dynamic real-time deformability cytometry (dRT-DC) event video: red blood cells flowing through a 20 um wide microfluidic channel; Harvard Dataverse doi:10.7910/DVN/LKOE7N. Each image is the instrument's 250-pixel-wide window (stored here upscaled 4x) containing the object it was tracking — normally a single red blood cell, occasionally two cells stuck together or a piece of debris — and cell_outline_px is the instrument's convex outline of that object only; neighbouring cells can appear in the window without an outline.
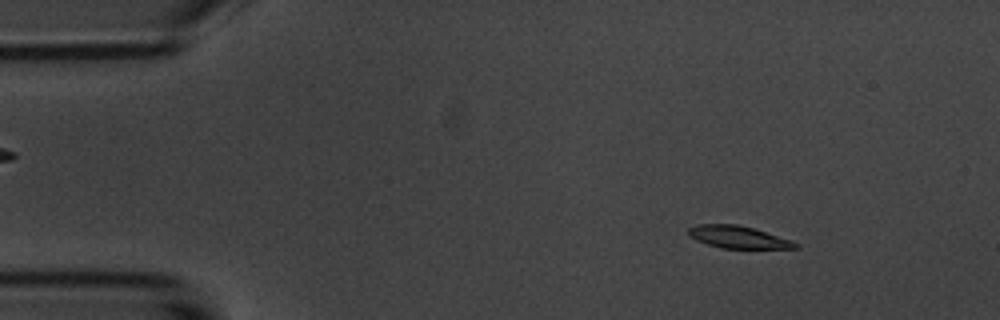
{"species": "common noctule bat (a hibernating species)", "species_latin": "Nyctalus noctula", "temperature_condition": "room temperature", "stored_images_in_passage": 6, "camera_frame_rate_fps": 3000, "um_per_image_px": 0.085, "animal": {"sex": "male", "body_mass_g": 20.1, "forearm_length_mm": 53.5}, "frame": {"image": 1, "passage_image": 1, "time_ms": 0.0, "image_size_px": [1000, 320], "cell_outline_px": [[800, 248], [720, 248], [696, 240], [688, 236], [688, 228], [696, 224], [736, 224], [752, 228], [792, 240], [800, 244]], "centroid_in_image_um": [62.73, 20.15], "position_along_channel_um": 22.3, "area_um2": 13.87}}
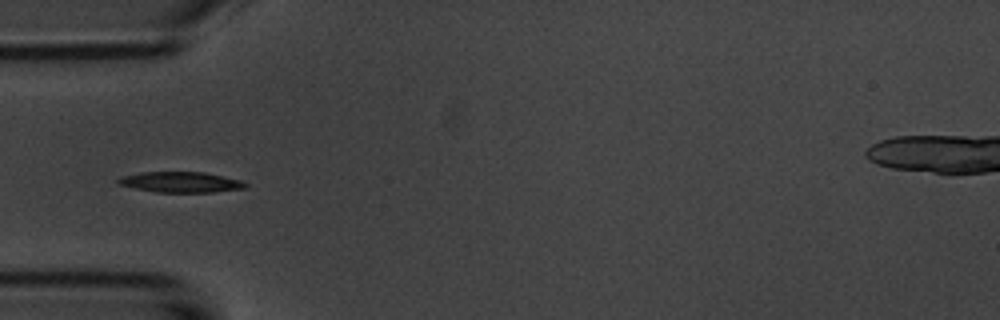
{"frame": {"image": 2, "passage_image": 4, "time_ms": 3.333, "image_size_px": [1000, 320], "cell_outline_px": [[248, 188], [212, 192], [156, 192], [136, 188], [120, 184], [116, 180], [120, 176], [140, 172], [204, 172], [240, 180], [248, 184]], "centroid_in_image_um": [15.38, 15.48], "position_along_channel_um": 69.6, "area_um2": 15.2}}
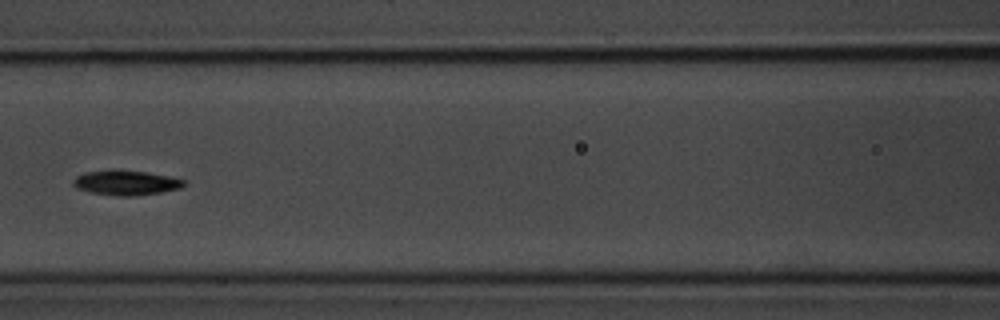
{"frame": {"image": 3, "passage_image": 6, "time_ms": 5.667, "image_size_px": [1000, 320], "cell_outline_px": [[184, 184], [180, 188], [160, 192], [132, 196], [116, 196], [88, 192], [76, 188], [72, 184], [72, 180], [76, 176], [84, 172], [112, 168], [116, 168], [144, 172], [168, 176], [184, 180]], "centroid_in_image_um": [10.6, 15.51], "position_along_channel_um": 156.0, "area_um2": 16.24}}